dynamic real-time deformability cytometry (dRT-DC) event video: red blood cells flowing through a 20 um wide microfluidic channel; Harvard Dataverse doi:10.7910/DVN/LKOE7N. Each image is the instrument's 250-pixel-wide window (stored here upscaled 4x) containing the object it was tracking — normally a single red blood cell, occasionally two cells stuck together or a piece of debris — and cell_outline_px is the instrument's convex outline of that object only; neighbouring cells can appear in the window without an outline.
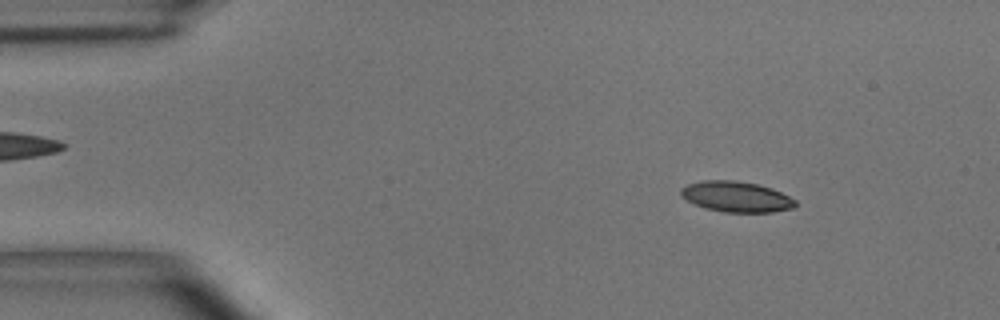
{"species": "common noctule bat (a hibernating species)", "species_latin": "Nyctalus noctula", "temperature_condition": "room temperature", "stored_images_in_passage": 54, "camera_frame_rate_fps": 3000, "um_per_image_px": 0.085, "animal": {"sex": "male", "body_mass_g": 15.6}, "frame": {"image": 1, "passage_image": 7, "time_ms": 2.0, "image_size_px": [1000, 320], "cell_outline_px": [[796, 204], [792, 208], [772, 212], [724, 212], [704, 208], [680, 196], [680, 188], [688, 184], [704, 180], [736, 180], [756, 184], [772, 188], [796, 200]], "centroid_in_image_um": [62.56, 16.71], "position_along_channel_um": 22.4, "area_um2": 20.35}}
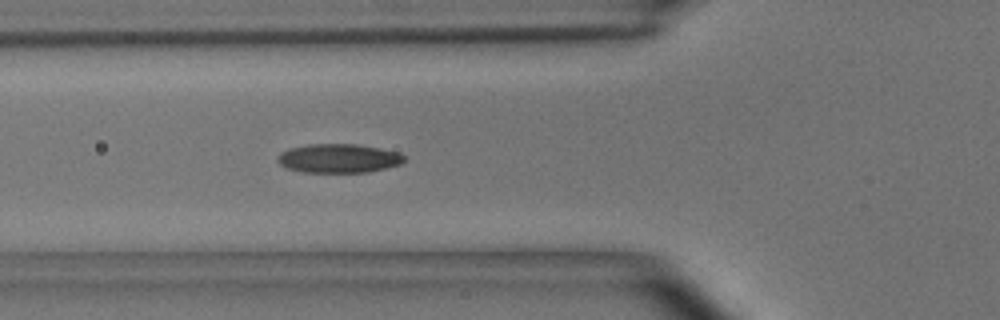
{"frame": {"image": 2, "passage_image": 19, "time_ms": 6.0, "image_size_px": [1000, 320], "cell_outline_px": [[404, 160], [400, 164], [368, 172], [304, 172], [288, 168], [280, 164], [276, 160], [276, 156], [280, 152], [288, 148], [308, 144], [356, 144], [380, 148], [400, 152], [404, 156]], "centroid_in_image_um": [28.75, 13.45], "position_along_channel_um": 97.1, "area_um2": 21.39}}
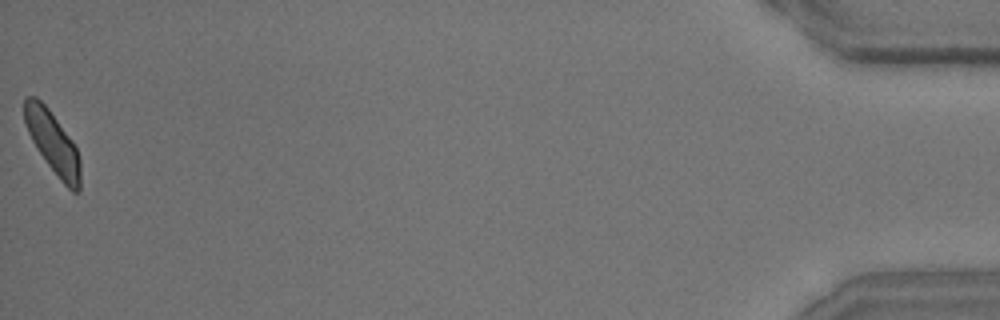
{"frame": {"image": 3, "passage_image": 54, "time_ms": 17.667, "image_size_px": [1000, 320], "cell_outline_px": [[80, 192], [72, 192], [60, 180], [48, 164], [32, 140], [28, 132], [24, 120], [24, 100], [28, 96], [36, 96], [48, 108], [72, 140], [76, 148], [80, 160]], "centroid_in_image_um": [4.5, 12.12], "position_along_channel_um": 430.7, "area_um2": 19.94}, "authors_computed_cell_mechanics": {"area_um2": 20.7213, "velocity_mm_per_s": 3.6763, "shape_relaxation_time_tau1_ms": 5.0972, "shape_relaxation_time_tau2_ms": 2.0582, "deformation_change_tau1": 0.1514, "deformation_change_tau2": 0.085}}